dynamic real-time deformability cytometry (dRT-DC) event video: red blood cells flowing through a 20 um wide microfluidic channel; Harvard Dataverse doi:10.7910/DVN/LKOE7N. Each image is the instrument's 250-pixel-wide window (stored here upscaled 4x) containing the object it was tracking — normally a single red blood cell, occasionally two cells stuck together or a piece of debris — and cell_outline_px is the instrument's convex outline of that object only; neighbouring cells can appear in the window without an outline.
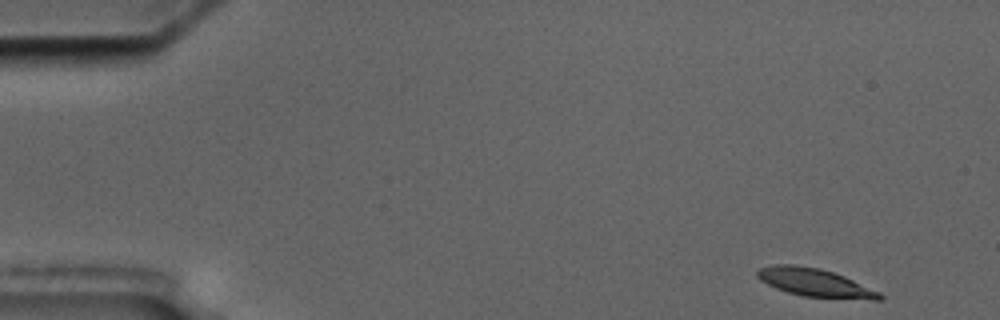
{"species": "common noctule bat (a hibernating species)", "species_latin": "Nyctalus noctula", "temperature_condition": "cold", "stored_images_in_passage": 6, "camera_frame_rate_fps": 3000, "um_per_image_px": 0.085, "animal": {"sex": "male", "body_mass_g": 17.5, "forearm_length_mm": 52.3}, "frame": {"image": 1, "passage_image": 1, "time_ms": 0.0, "image_size_px": [1000, 320], "cell_outline_px": [[884, 296], [880, 300], [872, 300], [804, 296], [788, 292], [776, 288], [760, 280], [756, 276], [756, 272], [760, 268], [772, 264], [796, 264], [820, 268], [844, 276], [880, 292]], "centroid_in_image_um": [69.26, 24.01], "position_along_channel_um": 15.7, "area_um2": 20.06}}
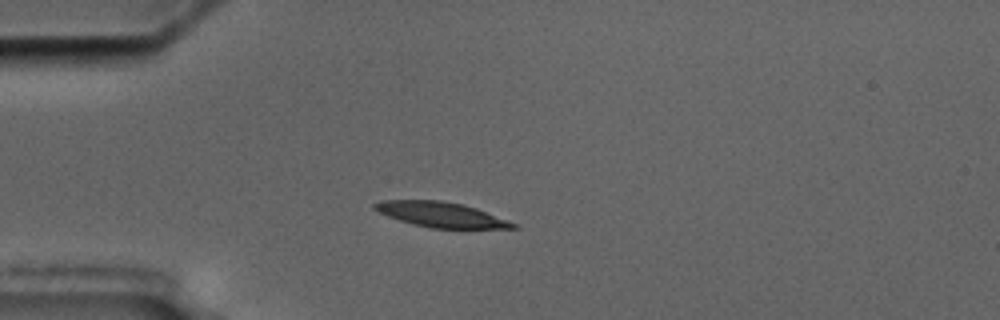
{"frame": {"image": 2, "passage_image": 4, "time_ms": 3.667, "image_size_px": [1000, 320], "cell_outline_px": [[520, 228], [432, 228], [412, 224], [388, 216], [372, 208], [372, 204], [384, 200], [440, 200], [460, 204], [476, 208], [516, 224]], "centroid_in_image_um": [37.44, 18.24], "position_along_channel_um": 47.6, "area_um2": 19.88}}
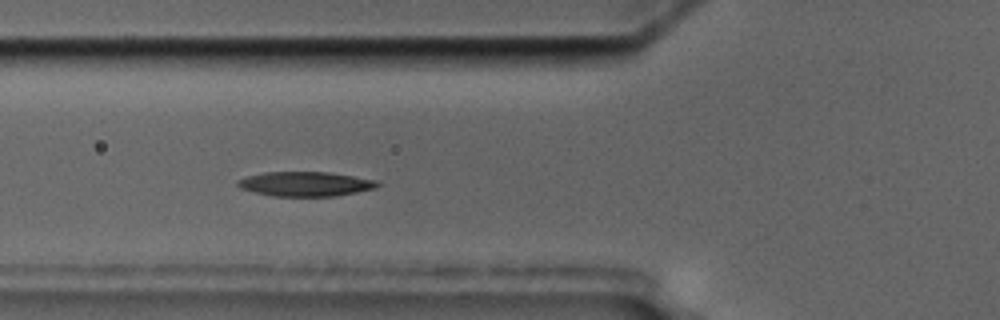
{"frame": {"image": 3, "passage_image": 6, "time_ms": 5.667, "image_size_px": [1000, 320], "cell_outline_px": [[380, 184], [376, 188], [336, 196], [272, 196], [240, 188], [236, 184], [236, 180], [248, 176], [264, 172], [328, 172], [376, 180]], "centroid_in_image_um": [25.94, 15.63], "position_along_channel_um": 99.9, "area_um2": 19.88}}